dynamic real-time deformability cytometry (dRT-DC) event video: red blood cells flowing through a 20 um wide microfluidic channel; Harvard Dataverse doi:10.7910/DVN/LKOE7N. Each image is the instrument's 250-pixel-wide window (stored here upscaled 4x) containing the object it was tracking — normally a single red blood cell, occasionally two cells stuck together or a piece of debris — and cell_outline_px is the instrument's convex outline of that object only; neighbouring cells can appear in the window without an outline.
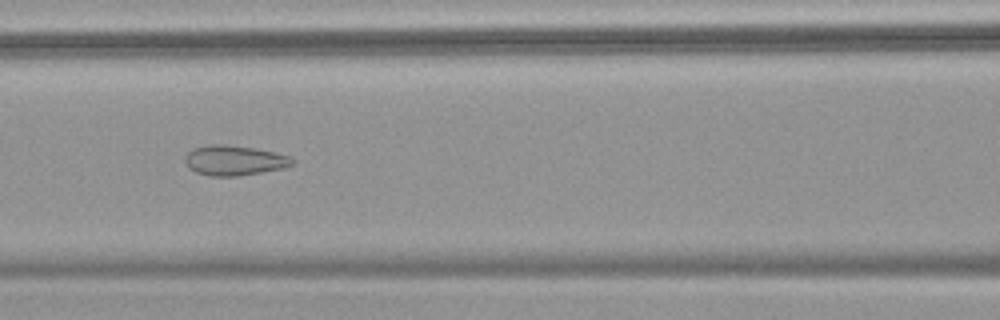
{"species": "common noctule bat (a hibernating species)", "species_latin": "Nyctalus noctula", "temperature_condition": "warm", "stored_images_in_passage": 54, "camera_frame_rate_fps": 3000, "um_per_image_px": 0.085, "animal": {"sex": "female", "body_mass_g": 18.4}, "frame": {"image": 1, "passage_image": 25, "time_ms": 8.0, "image_size_px": [1000, 320], "cell_outline_px": [[296, 164], [284, 168], [236, 176], [208, 176], [196, 172], [188, 168], [184, 160], [184, 156], [192, 148], [208, 144], [224, 144], [252, 148], [292, 156], [296, 160]], "centroid_in_image_um": [19.9, 13.63], "position_along_channel_um": 146.7, "area_um2": 18.96}}
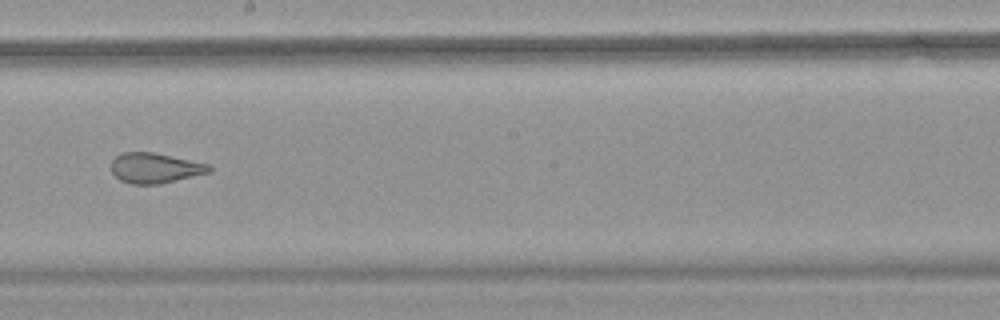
{"frame": {"image": 2, "passage_image": 32, "time_ms": 10.333, "image_size_px": [1000, 320], "cell_outline_px": [[212, 172], [160, 184], [132, 184], [120, 180], [112, 172], [112, 160], [116, 156], [124, 152], [152, 152], [212, 164]], "centroid_in_image_um": [13.23, 14.28], "position_along_channel_um": 235.0, "area_um2": 17.34}}
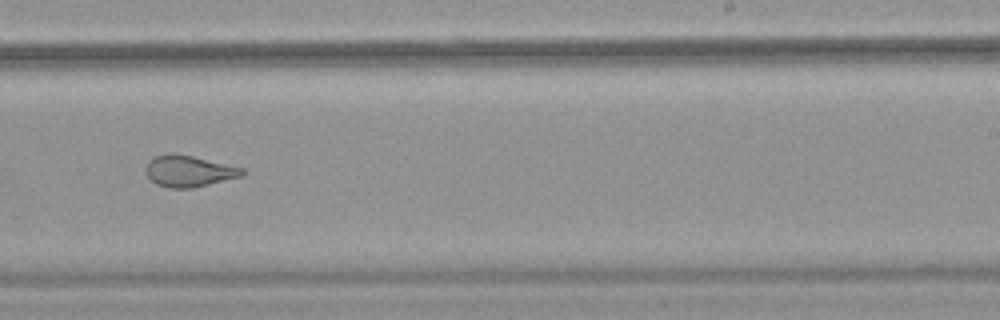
{"frame": {"image": 3, "passage_image": 35, "time_ms": 11.333, "image_size_px": [1000, 320], "cell_outline_px": [[244, 176], [192, 188], [168, 188], [156, 184], [144, 172], [148, 160], [156, 156], [168, 152], [192, 156], [244, 168]], "centroid_in_image_um": [16.04, 14.54], "position_along_channel_um": 273.0, "area_um2": 17.69}, "authors_computed_cell_mechanics": {"area_um2": 23.5246, "velocity_mm_per_s": 3.8116, "shape_relaxation_time_tau1_ms": null, "shape_relaxation_time_tau2_ms": 1.1198, "deformation_change_tau1": null, "deformation_change_tau2": 0.0803}}